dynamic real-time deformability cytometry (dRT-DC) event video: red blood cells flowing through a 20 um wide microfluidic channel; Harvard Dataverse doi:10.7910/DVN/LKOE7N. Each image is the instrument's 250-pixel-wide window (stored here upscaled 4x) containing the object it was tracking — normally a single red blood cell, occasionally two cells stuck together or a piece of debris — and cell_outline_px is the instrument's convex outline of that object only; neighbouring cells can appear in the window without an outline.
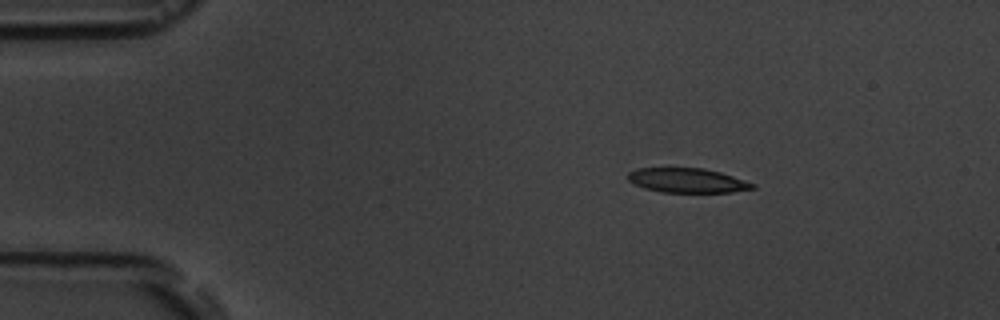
{"species": "common noctule bat (a hibernating species)", "species_latin": "Nyctalus noctula", "temperature_condition": "room temperature", "stored_images_in_passage": 4, "camera_frame_rate_fps": 3000, "um_per_image_px": 0.085, "animal": {"sex": "male", "body_mass_g": 19.5, "forearm_length_mm": 54.6}, "frame": {"image": 1, "passage_image": 2, "time_ms": 1.0, "image_size_px": [1000, 320], "cell_outline_px": [[756, 188], [732, 192], [660, 192], [644, 188], [628, 180], [628, 172], [636, 168], [704, 168], [720, 172], [756, 184]], "centroid_in_image_um": [58.42, 15.33], "position_along_channel_um": 26.6, "area_um2": 17.74}}